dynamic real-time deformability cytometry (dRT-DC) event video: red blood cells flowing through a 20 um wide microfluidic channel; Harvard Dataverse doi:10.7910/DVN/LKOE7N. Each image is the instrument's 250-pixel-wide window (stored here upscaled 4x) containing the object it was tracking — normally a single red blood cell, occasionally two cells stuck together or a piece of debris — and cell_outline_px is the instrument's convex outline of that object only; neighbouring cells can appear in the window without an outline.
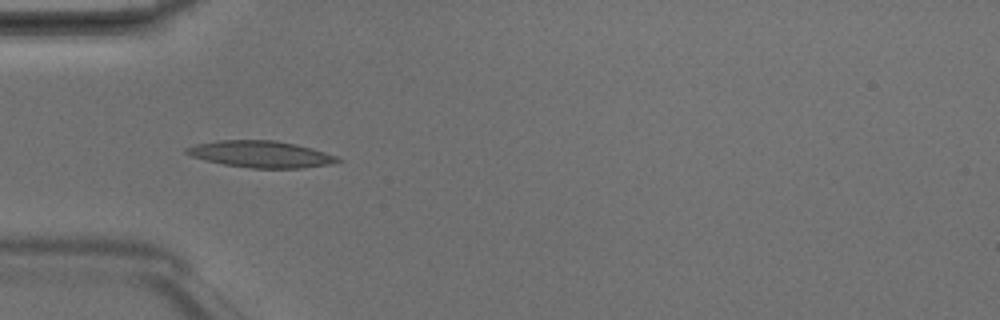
{"species": "Egyptian fruit bat (a non-hibernating species)", "species_latin": "Rousettus aegyptiacus", "temperature_condition": "room temperature", "stored_images_in_passage": 5, "camera_frame_rate_fps": 3000, "um_per_image_px": 0.085, "animal": {"sex": "male"}, "frame": {"image": 1, "passage_image": 4, "time_ms": 1.0, "image_size_px": [1000, 320], "cell_outline_px": [[344, 160], [328, 164], [304, 168], [252, 168], [224, 164], [204, 160], [192, 156], [184, 152], [184, 148], [196, 144], [220, 140], [276, 140], [296, 144], [312, 148], [336, 156]], "centroid_in_image_um": [22.16, 13.1], "position_along_channel_um": 62.8, "area_um2": 23.41}}